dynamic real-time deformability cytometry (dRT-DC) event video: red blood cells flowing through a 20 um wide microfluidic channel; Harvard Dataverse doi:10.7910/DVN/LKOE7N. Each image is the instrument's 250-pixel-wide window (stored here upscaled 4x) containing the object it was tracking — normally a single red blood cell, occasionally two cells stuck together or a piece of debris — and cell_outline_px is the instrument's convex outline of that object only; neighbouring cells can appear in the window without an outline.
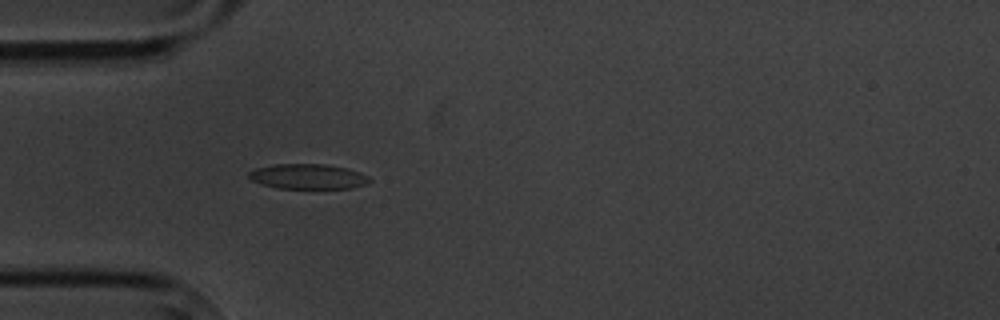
{"species": "common noctule bat (a hibernating species)", "species_latin": "Nyctalus noctula", "temperature_condition": "cold", "stored_images_in_passage": 4, "camera_frame_rate_fps": 3000, "um_per_image_px": 0.085, "animal": {"sex": "male", "body_mass_g": 20.1, "forearm_length_mm": 53.5}, "frame": {"image": 1, "passage_image": 4, "time_ms": 4.667, "image_size_px": [1000, 320], "cell_outline_px": [[372, 180], [368, 184], [352, 188], [276, 188], [260, 184], [252, 180], [248, 176], [248, 172], [256, 168], [276, 164], [324, 164], [348, 168], [360, 172], [368, 176]], "centroid_in_image_um": [26.2, 15.0], "position_along_channel_um": 58.8, "area_um2": 17.74}}